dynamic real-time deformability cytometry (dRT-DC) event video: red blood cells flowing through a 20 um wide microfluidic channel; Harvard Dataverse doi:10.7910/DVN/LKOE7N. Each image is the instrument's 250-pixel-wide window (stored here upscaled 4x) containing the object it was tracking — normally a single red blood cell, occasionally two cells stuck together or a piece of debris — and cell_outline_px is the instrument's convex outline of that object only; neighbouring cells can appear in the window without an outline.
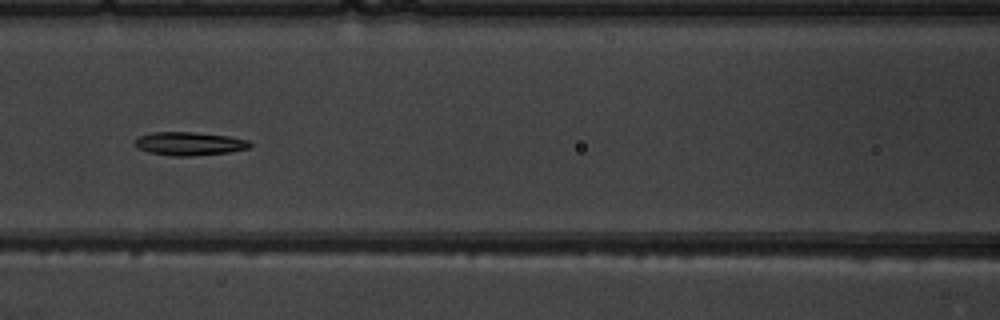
{"species": "common noctule bat (a hibernating species)", "species_latin": "Nyctalus noctula", "temperature_condition": "warm", "stored_images_in_passage": 6, "camera_frame_rate_fps": 3000, "um_per_image_px": 0.085, "animal": {"sex": "male", "body_mass_g": 19.5, "forearm_length_mm": 54.6}, "frame": {"image": 1, "passage_image": 6, "time_ms": 6.667, "image_size_px": [1000, 320], "cell_outline_px": [[252, 144], [248, 148], [232, 152], [192, 156], [168, 156], [148, 152], [136, 148], [136, 140], [140, 136], [152, 132], [192, 132], [228, 136], [248, 140]], "centroid_in_image_um": [16.1, 12.22], "position_along_channel_um": 150.5, "area_um2": 15.72}}